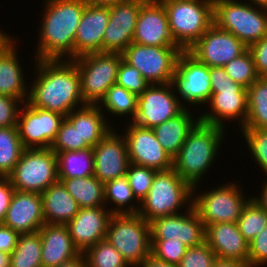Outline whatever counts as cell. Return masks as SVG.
<instances>
[{
    "mask_svg": "<svg viewBox=\"0 0 267 267\" xmlns=\"http://www.w3.org/2000/svg\"><path fill=\"white\" fill-rule=\"evenodd\" d=\"M29 82L28 102L40 109L67 116L87 105L81 94L80 76L73 60H35Z\"/></svg>",
    "mask_w": 267,
    "mask_h": 267,
    "instance_id": "cell-1",
    "label": "cell"
},
{
    "mask_svg": "<svg viewBox=\"0 0 267 267\" xmlns=\"http://www.w3.org/2000/svg\"><path fill=\"white\" fill-rule=\"evenodd\" d=\"M35 60H73L74 39L86 3L84 0H43Z\"/></svg>",
    "mask_w": 267,
    "mask_h": 267,
    "instance_id": "cell-2",
    "label": "cell"
},
{
    "mask_svg": "<svg viewBox=\"0 0 267 267\" xmlns=\"http://www.w3.org/2000/svg\"><path fill=\"white\" fill-rule=\"evenodd\" d=\"M225 133L224 128L199 121L187 135L173 158V169L192 187L201 185L203 177L213 168L211 166L217 164L220 146L226 139Z\"/></svg>",
    "mask_w": 267,
    "mask_h": 267,
    "instance_id": "cell-3",
    "label": "cell"
},
{
    "mask_svg": "<svg viewBox=\"0 0 267 267\" xmlns=\"http://www.w3.org/2000/svg\"><path fill=\"white\" fill-rule=\"evenodd\" d=\"M193 202V187L173 169L157 171L138 214L146 221L184 212ZM187 205V206H186ZM182 210V211H181Z\"/></svg>",
    "mask_w": 267,
    "mask_h": 267,
    "instance_id": "cell-4",
    "label": "cell"
},
{
    "mask_svg": "<svg viewBox=\"0 0 267 267\" xmlns=\"http://www.w3.org/2000/svg\"><path fill=\"white\" fill-rule=\"evenodd\" d=\"M167 12L169 31L175 44L187 51L214 24L213 0L161 2Z\"/></svg>",
    "mask_w": 267,
    "mask_h": 267,
    "instance_id": "cell-5",
    "label": "cell"
},
{
    "mask_svg": "<svg viewBox=\"0 0 267 267\" xmlns=\"http://www.w3.org/2000/svg\"><path fill=\"white\" fill-rule=\"evenodd\" d=\"M213 19L247 47L267 36V8L243 0H213Z\"/></svg>",
    "mask_w": 267,
    "mask_h": 267,
    "instance_id": "cell-6",
    "label": "cell"
},
{
    "mask_svg": "<svg viewBox=\"0 0 267 267\" xmlns=\"http://www.w3.org/2000/svg\"><path fill=\"white\" fill-rule=\"evenodd\" d=\"M240 186H239V185ZM227 182L210 190L198 191L200 185L193 187L192 205L205 225L234 222L237 223L244 205L252 197L245 195L240 183ZM198 194H197V192Z\"/></svg>",
    "mask_w": 267,
    "mask_h": 267,
    "instance_id": "cell-7",
    "label": "cell"
},
{
    "mask_svg": "<svg viewBox=\"0 0 267 267\" xmlns=\"http://www.w3.org/2000/svg\"><path fill=\"white\" fill-rule=\"evenodd\" d=\"M105 239L131 267H138L151 254L150 222L139 214H112Z\"/></svg>",
    "mask_w": 267,
    "mask_h": 267,
    "instance_id": "cell-8",
    "label": "cell"
},
{
    "mask_svg": "<svg viewBox=\"0 0 267 267\" xmlns=\"http://www.w3.org/2000/svg\"><path fill=\"white\" fill-rule=\"evenodd\" d=\"M120 52H93L73 59L80 76L81 94L86 104L98 105L107 90L116 84Z\"/></svg>",
    "mask_w": 267,
    "mask_h": 267,
    "instance_id": "cell-9",
    "label": "cell"
},
{
    "mask_svg": "<svg viewBox=\"0 0 267 267\" xmlns=\"http://www.w3.org/2000/svg\"><path fill=\"white\" fill-rule=\"evenodd\" d=\"M8 178L16 191L41 194L59 181L56 153L51 148L24 149Z\"/></svg>",
    "mask_w": 267,
    "mask_h": 267,
    "instance_id": "cell-10",
    "label": "cell"
},
{
    "mask_svg": "<svg viewBox=\"0 0 267 267\" xmlns=\"http://www.w3.org/2000/svg\"><path fill=\"white\" fill-rule=\"evenodd\" d=\"M182 50L178 46L131 43L122 52L123 60L137 68L150 84L171 83Z\"/></svg>",
    "mask_w": 267,
    "mask_h": 267,
    "instance_id": "cell-11",
    "label": "cell"
},
{
    "mask_svg": "<svg viewBox=\"0 0 267 267\" xmlns=\"http://www.w3.org/2000/svg\"><path fill=\"white\" fill-rule=\"evenodd\" d=\"M171 83L184 108L190 105L207 106L212 96L210 67L198 61L188 51L179 54Z\"/></svg>",
    "mask_w": 267,
    "mask_h": 267,
    "instance_id": "cell-12",
    "label": "cell"
},
{
    "mask_svg": "<svg viewBox=\"0 0 267 267\" xmlns=\"http://www.w3.org/2000/svg\"><path fill=\"white\" fill-rule=\"evenodd\" d=\"M183 109L172 83L150 84L137 97V111L132 123L153 129Z\"/></svg>",
    "mask_w": 267,
    "mask_h": 267,
    "instance_id": "cell-13",
    "label": "cell"
},
{
    "mask_svg": "<svg viewBox=\"0 0 267 267\" xmlns=\"http://www.w3.org/2000/svg\"><path fill=\"white\" fill-rule=\"evenodd\" d=\"M65 116L23 103L17 128L24 149L50 148Z\"/></svg>",
    "mask_w": 267,
    "mask_h": 267,
    "instance_id": "cell-14",
    "label": "cell"
},
{
    "mask_svg": "<svg viewBox=\"0 0 267 267\" xmlns=\"http://www.w3.org/2000/svg\"><path fill=\"white\" fill-rule=\"evenodd\" d=\"M122 133L131 163L164 171L173 168V159L157 141L153 129L127 122Z\"/></svg>",
    "mask_w": 267,
    "mask_h": 267,
    "instance_id": "cell-15",
    "label": "cell"
},
{
    "mask_svg": "<svg viewBox=\"0 0 267 267\" xmlns=\"http://www.w3.org/2000/svg\"><path fill=\"white\" fill-rule=\"evenodd\" d=\"M184 213L161 216L150 222L151 240H180L188 247L205 241L206 228L193 205Z\"/></svg>",
    "mask_w": 267,
    "mask_h": 267,
    "instance_id": "cell-16",
    "label": "cell"
},
{
    "mask_svg": "<svg viewBox=\"0 0 267 267\" xmlns=\"http://www.w3.org/2000/svg\"><path fill=\"white\" fill-rule=\"evenodd\" d=\"M247 48L234 34L213 24L187 51L208 67H223Z\"/></svg>",
    "mask_w": 267,
    "mask_h": 267,
    "instance_id": "cell-17",
    "label": "cell"
},
{
    "mask_svg": "<svg viewBox=\"0 0 267 267\" xmlns=\"http://www.w3.org/2000/svg\"><path fill=\"white\" fill-rule=\"evenodd\" d=\"M208 111L199 112L200 122L226 129L225 122L238 121L239 129L246 123L248 115L247 88L233 87L211 89ZM227 120V121H226Z\"/></svg>",
    "mask_w": 267,
    "mask_h": 267,
    "instance_id": "cell-18",
    "label": "cell"
},
{
    "mask_svg": "<svg viewBox=\"0 0 267 267\" xmlns=\"http://www.w3.org/2000/svg\"><path fill=\"white\" fill-rule=\"evenodd\" d=\"M146 0H126L109 6L102 52L122 53L133 41L138 15Z\"/></svg>",
    "mask_w": 267,
    "mask_h": 267,
    "instance_id": "cell-19",
    "label": "cell"
},
{
    "mask_svg": "<svg viewBox=\"0 0 267 267\" xmlns=\"http://www.w3.org/2000/svg\"><path fill=\"white\" fill-rule=\"evenodd\" d=\"M112 129L95 147L94 176L103 184L126 176L130 160L123 134Z\"/></svg>",
    "mask_w": 267,
    "mask_h": 267,
    "instance_id": "cell-20",
    "label": "cell"
},
{
    "mask_svg": "<svg viewBox=\"0 0 267 267\" xmlns=\"http://www.w3.org/2000/svg\"><path fill=\"white\" fill-rule=\"evenodd\" d=\"M132 42L152 46H177L170 34L167 12L161 2L146 0L142 4Z\"/></svg>",
    "mask_w": 267,
    "mask_h": 267,
    "instance_id": "cell-21",
    "label": "cell"
},
{
    "mask_svg": "<svg viewBox=\"0 0 267 267\" xmlns=\"http://www.w3.org/2000/svg\"><path fill=\"white\" fill-rule=\"evenodd\" d=\"M112 213L106 207L80 208L66 226L80 253L104 240Z\"/></svg>",
    "mask_w": 267,
    "mask_h": 267,
    "instance_id": "cell-22",
    "label": "cell"
},
{
    "mask_svg": "<svg viewBox=\"0 0 267 267\" xmlns=\"http://www.w3.org/2000/svg\"><path fill=\"white\" fill-rule=\"evenodd\" d=\"M3 224L19 234L38 232L45 224L42 195L15 190Z\"/></svg>",
    "mask_w": 267,
    "mask_h": 267,
    "instance_id": "cell-23",
    "label": "cell"
},
{
    "mask_svg": "<svg viewBox=\"0 0 267 267\" xmlns=\"http://www.w3.org/2000/svg\"><path fill=\"white\" fill-rule=\"evenodd\" d=\"M109 19V6L86 4L74 39V59L83 54L102 52Z\"/></svg>",
    "mask_w": 267,
    "mask_h": 267,
    "instance_id": "cell-24",
    "label": "cell"
},
{
    "mask_svg": "<svg viewBox=\"0 0 267 267\" xmlns=\"http://www.w3.org/2000/svg\"><path fill=\"white\" fill-rule=\"evenodd\" d=\"M12 37L0 49V96L14 97L22 103L28 101L29 87L26 81V75L22 68L21 55L17 49L18 39ZM24 71V72H23Z\"/></svg>",
    "mask_w": 267,
    "mask_h": 267,
    "instance_id": "cell-25",
    "label": "cell"
},
{
    "mask_svg": "<svg viewBox=\"0 0 267 267\" xmlns=\"http://www.w3.org/2000/svg\"><path fill=\"white\" fill-rule=\"evenodd\" d=\"M205 241L216 258L248 263L249 245L239 231L237 223L222 222L206 227Z\"/></svg>",
    "mask_w": 267,
    "mask_h": 267,
    "instance_id": "cell-26",
    "label": "cell"
},
{
    "mask_svg": "<svg viewBox=\"0 0 267 267\" xmlns=\"http://www.w3.org/2000/svg\"><path fill=\"white\" fill-rule=\"evenodd\" d=\"M38 232L42 241V267H56L81 254L66 225L45 223Z\"/></svg>",
    "mask_w": 267,
    "mask_h": 267,
    "instance_id": "cell-27",
    "label": "cell"
},
{
    "mask_svg": "<svg viewBox=\"0 0 267 267\" xmlns=\"http://www.w3.org/2000/svg\"><path fill=\"white\" fill-rule=\"evenodd\" d=\"M80 134V143L95 147L112 129L98 105L87 104L65 117ZM111 123V124H110Z\"/></svg>",
    "mask_w": 267,
    "mask_h": 267,
    "instance_id": "cell-28",
    "label": "cell"
},
{
    "mask_svg": "<svg viewBox=\"0 0 267 267\" xmlns=\"http://www.w3.org/2000/svg\"><path fill=\"white\" fill-rule=\"evenodd\" d=\"M184 108L178 115L153 128L157 141L173 159L180 151L187 135L200 121L199 114Z\"/></svg>",
    "mask_w": 267,
    "mask_h": 267,
    "instance_id": "cell-29",
    "label": "cell"
},
{
    "mask_svg": "<svg viewBox=\"0 0 267 267\" xmlns=\"http://www.w3.org/2000/svg\"><path fill=\"white\" fill-rule=\"evenodd\" d=\"M45 223L66 225L79 212V205L61 181L50 185L42 193Z\"/></svg>",
    "mask_w": 267,
    "mask_h": 267,
    "instance_id": "cell-30",
    "label": "cell"
},
{
    "mask_svg": "<svg viewBox=\"0 0 267 267\" xmlns=\"http://www.w3.org/2000/svg\"><path fill=\"white\" fill-rule=\"evenodd\" d=\"M80 208L105 207L104 184L94 175L59 178Z\"/></svg>",
    "mask_w": 267,
    "mask_h": 267,
    "instance_id": "cell-31",
    "label": "cell"
},
{
    "mask_svg": "<svg viewBox=\"0 0 267 267\" xmlns=\"http://www.w3.org/2000/svg\"><path fill=\"white\" fill-rule=\"evenodd\" d=\"M104 196L105 207L112 214H138L140 202L133 195L126 176L106 182Z\"/></svg>",
    "mask_w": 267,
    "mask_h": 267,
    "instance_id": "cell-32",
    "label": "cell"
},
{
    "mask_svg": "<svg viewBox=\"0 0 267 267\" xmlns=\"http://www.w3.org/2000/svg\"><path fill=\"white\" fill-rule=\"evenodd\" d=\"M58 178L88 177L94 175L93 147L56 153Z\"/></svg>",
    "mask_w": 267,
    "mask_h": 267,
    "instance_id": "cell-33",
    "label": "cell"
},
{
    "mask_svg": "<svg viewBox=\"0 0 267 267\" xmlns=\"http://www.w3.org/2000/svg\"><path fill=\"white\" fill-rule=\"evenodd\" d=\"M137 97L136 94L129 92L124 87L114 84L107 90L106 95L98 106L103 113L105 112L104 115L107 121L109 119L106 113H109V117L113 115L120 119V117L125 116L124 118H127L128 122H132L137 111Z\"/></svg>",
    "mask_w": 267,
    "mask_h": 267,
    "instance_id": "cell-34",
    "label": "cell"
},
{
    "mask_svg": "<svg viewBox=\"0 0 267 267\" xmlns=\"http://www.w3.org/2000/svg\"><path fill=\"white\" fill-rule=\"evenodd\" d=\"M248 115L243 128L267 129V78H258L247 88Z\"/></svg>",
    "mask_w": 267,
    "mask_h": 267,
    "instance_id": "cell-35",
    "label": "cell"
},
{
    "mask_svg": "<svg viewBox=\"0 0 267 267\" xmlns=\"http://www.w3.org/2000/svg\"><path fill=\"white\" fill-rule=\"evenodd\" d=\"M40 233L20 234L10 254V267H42Z\"/></svg>",
    "mask_w": 267,
    "mask_h": 267,
    "instance_id": "cell-36",
    "label": "cell"
},
{
    "mask_svg": "<svg viewBox=\"0 0 267 267\" xmlns=\"http://www.w3.org/2000/svg\"><path fill=\"white\" fill-rule=\"evenodd\" d=\"M24 150L17 127L0 128V177H8Z\"/></svg>",
    "mask_w": 267,
    "mask_h": 267,
    "instance_id": "cell-37",
    "label": "cell"
},
{
    "mask_svg": "<svg viewBox=\"0 0 267 267\" xmlns=\"http://www.w3.org/2000/svg\"><path fill=\"white\" fill-rule=\"evenodd\" d=\"M240 233L249 243L267 226V211L251 197L237 221Z\"/></svg>",
    "mask_w": 267,
    "mask_h": 267,
    "instance_id": "cell-38",
    "label": "cell"
},
{
    "mask_svg": "<svg viewBox=\"0 0 267 267\" xmlns=\"http://www.w3.org/2000/svg\"><path fill=\"white\" fill-rule=\"evenodd\" d=\"M83 254L87 267H131L106 239L97 242Z\"/></svg>",
    "mask_w": 267,
    "mask_h": 267,
    "instance_id": "cell-39",
    "label": "cell"
},
{
    "mask_svg": "<svg viewBox=\"0 0 267 267\" xmlns=\"http://www.w3.org/2000/svg\"><path fill=\"white\" fill-rule=\"evenodd\" d=\"M223 68L234 82L241 84L245 88L251 86L259 78L255 69L254 59L248 48L224 65Z\"/></svg>",
    "mask_w": 267,
    "mask_h": 267,
    "instance_id": "cell-40",
    "label": "cell"
},
{
    "mask_svg": "<svg viewBox=\"0 0 267 267\" xmlns=\"http://www.w3.org/2000/svg\"><path fill=\"white\" fill-rule=\"evenodd\" d=\"M240 131L253 162L255 161L263 175L267 176V129L242 128Z\"/></svg>",
    "mask_w": 267,
    "mask_h": 267,
    "instance_id": "cell-41",
    "label": "cell"
},
{
    "mask_svg": "<svg viewBox=\"0 0 267 267\" xmlns=\"http://www.w3.org/2000/svg\"><path fill=\"white\" fill-rule=\"evenodd\" d=\"M157 170L131 163L126 171V177L133 195L140 202L149 192Z\"/></svg>",
    "mask_w": 267,
    "mask_h": 267,
    "instance_id": "cell-42",
    "label": "cell"
},
{
    "mask_svg": "<svg viewBox=\"0 0 267 267\" xmlns=\"http://www.w3.org/2000/svg\"><path fill=\"white\" fill-rule=\"evenodd\" d=\"M89 147L87 143H80L78 130L73 128V125L65 118L50 148L53 152L58 153L83 150Z\"/></svg>",
    "mask_w": 267,
    "mask_h": 267,
    "instance_id": "cell-43",
    "label": "cell"
},
{
    "mask_svg": "<svg viewBox=\"0 0 267 267\" xmlns=\"http://www.w3.org/2000/svg\"><path fill=\"white\" fill-rule=\"evenodd\" d=\"M187 249L180 240H151V255L169 264L178 265Z\"/></svg>",
    "mask_w": 267,
    "mask_h": 267,
    "instance_id": "cell-44",
    "label": "cell"
},
{
    "mask_svg": "<svg viewBox=\"0 0 267 267\" xmlns=\"http://www.w3.org/2000/svg\"><path fill=\"white\" fill-rule=\"evenodd\" d=\"M116 84L137 96L150 85L137 68L130 66L124 60L119 65Z\"/></svg>",
    "mask_w": 267,
    "mask_h": 267,
    "instance_id": "cell-45",
    "label": "cell"
},
{
    "mask_svg": "<svg viewBox=\"0 0 267 267\" xmlns=\"http://www.w3.org/2000/svg\"><path fill=\"white\" fill-rule=\"evenodd\" d=\"M215 252L208 246V243H203L188 247L185 255L177 265L178 267H212L216 260Z\"/></svg>",
    "mask_w": 267,
    "mask_h": 267,
    "instance_id": "cell-46",
    "label": "cell"
},
{
    "mask_svg": "<svg viewBox=\"0 0 267 267\" xmlns=\"http://www.w3.org/2000/svg\"><path fill=\"white\" fill-rule=\"evenodd\" d=\"M249 245L248 264L250 267L267 266V226Z\"/></svg>",
    "mask_w": 267,
    "mask_h": 267,
    "instance_id": "cell-47",
    "label": "cell"
},
{
    "mask_svg": "<svg viewBox=\"0 0 267 267\" xmlns=\"http://www.w3.org/2000/svg\"><path fill=\"white\" fill-rule=\"evenodd\" d=\"M22 102L14 97L0 96V128L17 127Z\"/></svg>",
    "mask_w": 267,
    "mask_h": 267,
    "instance_id": "cell-48",
    "label": "cell"
},
{
    "mask_svg": "<svg viewBox=\"0 0 267 267\" xmlns=\"http://www.w3.org/2000/svg\"><path fill=\"white\" fill-rule=\"evenodd\" d=\"M250 50L259 78H267V36L251 44Z\"/></svg>",
    "mask_w": 267,
    "mask_h": 267,
    "instance_id": "cell-49",
    "label": "cell"
},
{
    "mask_svg": "<svg viewBox=\"0 0 267 267\" xmlns=\"http://www.w3.org/2000/svg\"><path fill=\"white\" fill-rule=\"evenodd\" d=\"M210 84L211 89L243 87L241 84L234 82L223 67H210Z\"/></svg>",
    "mask_w": 267,
    "mask_h": 267,
    "instance_id": "cell-50",
    "label": "cell"
},
{
    "mask_svg": "<svg viewBox=\"0 0 267 267\" xmlns=\"http://www.w3.org/2000/svg\"><path fill=\"white\" fill-rule=\"evenodd\" d=\"M15 189L8 177H0V223H3Z\"/></svg>",
    "mask_w": 267,
    "mask_h": 267,
    "instance_id": "cell-51",
    "label": "cell"
},
{
    "mask_svg": "<svg viewBox=\"0 0 267 267\" xmlns=\"http://www.w3.org/2000/svg\"><path fill=\"white\" fill-rule=\"evenodd\" d=\"M20 234L0 223V251L11 254L15 249Z\"/></svg>",
    "mask_w": 267,
    "mask_h": 267,
    "instance_id": "cell-52",
    "label": "cell"
},
{
    "mask_svg": "<svg viewBox=\"0 0 267 267\" xmlns=\"http://www.w3.org/2000/svg\"><path fill=\"white\" fill-rule=\"evenodd\" d=\"M138 267H178V266L169 264L165 261H161L150 254Z\"/></svg>",
    "mask_w": 267,
    "mask_h": 267,
    "instance_id": "cell-53",
    "label": "cell"
},
{
    "mask_svg": "<svg viewBox=\"0 0 267 267\" xmlns=\"http://www.w3.org/2000/svg\"><path fill=\"white\" fill-rule=\"evenodd\" d=\"M212 267H250L247 262L237 260L216 259Z\"/></svg>",
    "mask_w": 267,
    "mask_h": 267,
    "instance_id": "cell-54",
    "label": "cell"
},
{
    "mask_svg": "<svg viewBox=\"0 0 267 267\" xmlns=\"http://www.w3.org/2000/svg\"><path fill=\"white\" fill-rule=\"evenodd\" d=\"M56 267H87L86 259L84 257V254L81 253L74 259L61 263L59 266H56Z\"/></svg>",
    "mask_w": 267,
    "mask_h": 267,
    "instance_id": "cell-55",
    "label": "cell"
},
{
    "mask_svg": "<svg viewBox=\"0 0 267 267\" xmlns=\"http://www.w3.org/2000/svg\"><path fill=\"white\" fill-rule=\"evenodd\" d=\"M261 191L259 196L253 195L252 197L267 211V178L262 183Z\"/></svg>",
    "mask_w": 267,
    "mask_h": 267,
    "instance_id": "cell-56",
    "label": "cell"
},
{
    "mask_svg": "<svg viewBox=\"0 0 267 267\" xmlns=\"http://www.w3.org/2000/svg\"><path fill=\"white\" fill-rule=\"evenodd\" d=\"M123 1L126 0H84V2L88 5H102V6H110Z\"/></svg>",
    "mask_w": 267,
    "mask_h": 267,
    "instance_id": "cell-57",
    "label": "cell"
},
{
    "mask_svg": "<svg viewBox=\"0 0 267 267\" xmlns=\"http://www.w3.org/2000/svg\"><path fill=\"white\" fill-rule=\"evenodd\" d=\"M0 267H10V254L0 251Z\"/></svg>",
    "mask_w": 267,
    "mask_h": 267,
    "instance_id": "cell-58",
    "label": "cell"
},
{
    "mask_svg": "<svg viewBox=\"0 0 267 267\" xmlns=\"http://www.w3.org/2000/svg\"><path fill=\"white\" fill-rule=\"evenodd\" d=\"M11 35H9L0 29V49L11 39Z\"/></svg>",
    "mask_w": 267,
    "mask_h": 267,
    "instance_id": "cell-59",
    "label": "cell"
},
{
    "mask_svg": "<svg viewBox=\"0 0 267 267\" xmlns=\"http://www.w3.org/2000/svg\"><path fill=\"white\" fill-rule=\"evenodd\" d=\"M246 2H248V3H250L251 5H254V6L267 8V0H247Z\"/></svg>",
    "mask_w": 267,
    "mask_h": 267,
    "instance_id": "cell-60",
    "label": "cell"
},
{
    "mask_svg": "<svg viewBox=\"0 0 267 267\" xmlns=\"http://www.w3.org/2000/svg\"><path fill=\"white\" fill-rule=\"evenodd\" d=\"M155 1H158V2H169V1H173V0H155Z\"/></svg>",
    "mask_w": 267,
    "mask_h": 267,
    "instance_id": "cell-61",
    "label": "cell"
}]
</instances>
